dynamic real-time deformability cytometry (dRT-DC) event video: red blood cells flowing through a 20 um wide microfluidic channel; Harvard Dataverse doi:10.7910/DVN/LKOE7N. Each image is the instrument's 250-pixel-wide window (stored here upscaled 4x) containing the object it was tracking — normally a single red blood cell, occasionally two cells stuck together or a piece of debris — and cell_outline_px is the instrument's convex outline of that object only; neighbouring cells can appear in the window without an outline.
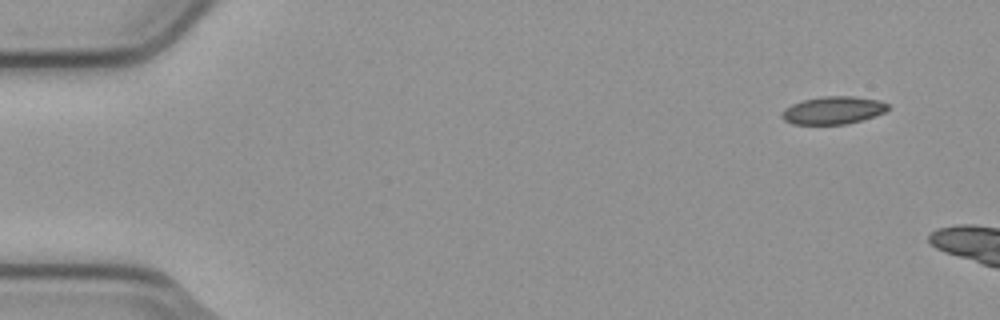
{"species": "common noctule bat (a hibernating species)", "species_latin": "Nyctalus noctula", "temperature_condition": "cold", "stored_images_in_passage": 3, "camera_frame_rate_fps": 3000, "um_per_image_px": 0.085, "animal": {"sex": "male", "body_mass_g": 23.1, "forearm_length_mm": 52.7}, "frame": {"image": 1, "passage_image": 1, "time_ms": 0.0, "image_size_px": [1000, 320], "cell_outline_px": [[888, 108], [884, 112], [860, 120], [844, 124], [792, 124], [784, 120], [780, 116], [784, 108], [792, 104], [804, 100], [824, 96], [852, 96], [880, 100], [888, 104]], "centroid_in_image_um": [70.78, 9.37], "position_along_channel_um": 14.2, "area_um2": 16.94}}